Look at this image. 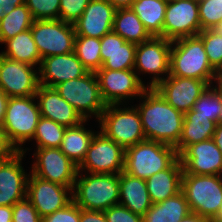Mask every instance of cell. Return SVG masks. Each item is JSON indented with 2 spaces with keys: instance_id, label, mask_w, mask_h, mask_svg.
I'll return each mask as SVG.
<instances>
[{
  "instance_id": "6da1fadb",
  "label": "cell",
  "mask_w": 222,
  "mask_h": 222,
  "mask_svg": "<svg viewBox=\"0 0 222 222\" xmlns=\"http://www.w3.org/2000/svg\"><path fill=\"white\" fill-rule=\"evenodd\" d=\"M135 105L146 140L176 146L182 135L184 113L172 107L155 88H147Z\"/></svg>"
},
{
  "instance_id": "7a4b0ae2",
  "label": "cell",
  "mask_w": 222,
  "mask_h": 222,
  "mask_svg": "<svg viewBox=\"0 0 222 222\" xmlns=\"http://www.w3.org/2000/svg\"><path fill=\"white\" fill-rule=\"evenodd\" d=\"M169 75L193 78L217 84L218 73L209 63L202 39L196 36L172 41Z\"/></svg>"
},
{
  "instance_id": "3957f363",
  "label": "cell",
  "mask_w": 222,
  "mask_h": 222,
  "mask_svg": "<svg viewBox=\"0 0 222 222\" xmlns=\"http://www.w3.org/2000/svg\"><path fill=\"white\" fill-rule=\"evenodd\" d=\"M36 97H9L0 131L12 151H21L32 141L40 116Z\"/></svg>"
},
{
  "instance_id": "277c9868",
  "label": "cell",
  "mask_w": 222,
  "mask_h": 222,
  "mask_svg": "<svg viewBox=\"0 0 222 222\" xmlns=\"http://www.w3.org/2000/svg\"><path fill=\"white\" fill-rule=\"evenodd\" d=\"M80 175V176H79ZM73 201L85 210L105 211L119 204V174L78 171L72 190Z\"/></svg>"
},
{
  "instance_id": "5b68a950",
  "label": "cell",
  "mask_w": 222,
  "mask_h": 222,
  "mask_svg": "<svg viewBox=\"0 0 222 222\" xmlns=\"http://www.w3.org/2000/svg\"><path fill=\"white\" fill-rule=\"evenodd\" d=\"M178 153L174 146L152 140H145L125 149L124 172L140 179L167 169Z\"/></svg>"
},
{
  "instance_id": "8992f818",
  "label": "cell",
  "mask_w": 222,
  "mask_h": 222,
  "mask_svg": "<svg viewBox=\"0 0 222 222\" xmlns=\"http://www.w3.org/2000/svg\"><path fill=\"white\" fill-rule=\"evenodd\" d=\"M181 191L191 213L210 221L222 212V175L183 174Z\"/></svg>"
},
{
  "instance_id": "52a82bcc",
  "label": "cell",
  "mask_w": 222,
  "mask_h": 222,
  "mask_svg": "<svg viewBox=\"0 0 222 222\" xmlns=\"http://www.w3.org/2000/svg\"><path fill=\"white\" fill-rule=\"evenodd\" d=\"M98 122L100 131L124 149L146 140L136 106L107 105Z\"/></svg>"
},
{
  "instance_id": "ba28073f",
  "label": "cell",
  "mask_w": 222,
  "mask_h": 222,
  "mask_svg": "<svg viewBox=\"0 0 222 222\" xmlns=\"http://www.w3.org/2000/svg\"><path fill=\"white\" fill-rule=\"evenodd\" d=\"M54 88L84 120L94 115L98 121L107 106L101 96L95 72L88 71L84 76L64 81Z\"/></svg>"
},
{
  "instance_id": "9c48e42d",
  "label": "cell",
  "mask_w": 222,
  "mask_h": 222,
  "mask_svg": "<svg viewBox=\"0 0 222 222\" xmlns=\"http://www.w3.org/2000/svg\"><path fill=\"white\" fill-rule=\"evenodd\" d=\"M31 33L41 58L74 52V25L60 19L34 20Z\"/></svg>"
},
{
  "instance_id": "30bf717a",
  "label": "cell",
  "mask_w": 222,
  "mask_h": 222,
  "mask_svg": "<svg viewBox=\"0 0 222 222\" xmlns=\"http://www.w3.org/2000/svg\"><path fill=\"white\" fill-rule=\"evenodd\" d=\"M95 74L99 82L101 96L106 105L126 104L128 100L138 99L147 89V85L143 83L144 81L140 76H137L133 69H99Z\"/></svg>"
},
{
  "instance_id": "8fae6325",
  "label": "cell",
  "mask_w": 222,
  "mask_h": 222,
  "mask_svg": "<svg viewBox=\"0 0 222 222\" xmlns=\"http://www.w3.org/2000/svg\"><path fill=\"white\" fill-rule=\"evenodd\" d=\"M171 46V40L160 36H152L149 40L136 46L133 70L137 73V76L140 73L153 75L149 85L147 84V88H155L169 75Z\"/></svg>"
},
{
  "instance_id": "7c38bea8",
  "label": "cell",
  "mask_w": 222,
  "mask_h": 222,
  "mask_svg": "<svg viewBox=\"0 0 222 222\" xmlns=\"http://www.w3.org/2000/svg\"><path fill=\"white\" fill-rule=\"evenodd\" d=\"M125 149L101 131L93 137L78 171L92 174H119L124 170Z\"/></svg>"
},
{
  "instance_id": "4fadbf2b",
  "label": "cell",
  "mask_w": 222,
  "mask_h": 222,
  "mask_svg": "<svg viewBox=\"0 0 222 222\" xmlns=\"http://www.w3.org/2000/svg\"><path fill=\"white\" fill-rule=\"evenodd\" d=\"M35 161L30 173L53 183L70 187L73 190L78 173L74 164L60 148H35Z\"/></svg>"
},
{
  "instance_id": "5bb4252c",
  "label": "cell",
  "mask_w": 222,
  "mask_h": 222,
  "mask_svg": "<svg viewBox=\"0 0 222 222\" xmlns=\"http://www.w3.org/2000/svg\"><path fill=\"white\" fill-rule=\"evenodd\" d=\"M26 151H11L0 161V206H13L27 198L29 174L21 163Z\"/></svg>"
},
{
  "instance_id": "9a60e30c",
  "label": "cell",
  "mask_w": 222,
  "mask_h": 222,
  "mask_svg": "<svg viewBox=\"0 0 222 222\" xmlns=\"http://www.w3.org/2000/svg\"><path fill=\"white\" fill-rule=\"evenodd\" d=\"M201 31L198 0H168L163 25V37L171 41L196 36Z\"/></svg>"
},
{
  "instance_id": "2e32d148",
  "label": "cell",
  "mask_w": 222,
  "mask_h": 222,
  "mask_svg": "<svg viewBox=\"0 0 222 222\" xmlns=\"http://www.w3.org/2000/svg\"><path fill=\"white\" fill-rule=\"evenodd\" d=\"M27 199L41 218L65 208L73 201L72 189L30 174L27 182Z\"/></svg>"
},
{
  "instance_id": "e0dca14e",
  "label": "cell",
  "mask_w": 222,
  "mask_h": 222,
  "mask_svg": "<svg viewBox=\"0 0 222 222\" xmlns=\"http://www.w3.org/2000/svg\"><path fill=\"white\" fill-rule=\"evenodd\" d=\"M39 85V70L34 66L0 54V89L8 97L34 96Z\"/></svg>"
},
{
  "instance_id": "ac0fdd59",
  "label": "cell",
  "mask_w": 222,
  "mask_h": 222,
  "mask_svg": "<svg viewBox=\"0 0 222 222\" xmlns=\"http://www.w3.org/2000/svg\"><path fill=\"white\" fill-rule=\"evenodd\" d=\"M178 157L183 174L222 175V153L213 138L188 145Z\"/></svg>"
},
{
  "instance_id": "d6986e66",
  "label": "cell",
  "mask_w": 222,
  "mask_h": 222,
  "mask_svg": "<svg viewBox=\"0 0 222 222\" xmlns=\"http://www.w3.org/2000/svg\"><path fill=\"white\" fill-rule=\"evenodd\" d=\"M209 85L199 79L168 75L155 89L172 107L185 114Z\"/></svg>"
},
{
  "instance_id": "ffe728a7",
  "label": "cell",
  "mask_w": 222,
  "mask_h": 222,
  "mask_svg": "<svg viewBox=\"0 0 222 222\" xmlns=\"http://www.w3.org/2000/svg\"><path fill=\"white\" fill-rule=\"evenodd\" d=\"M116 8L108 0H90L83 14L73 23L76 36L101 39L113 31Z\"/></svg>"
},
{
  "instance_id": "44dd1931",
  "label": "cell",
  "mask_w": 222,
  "mask_h": 222,
  "mask_svg": "<svg viewBox=\"0 0 222 222\" xmlns=\"http://www.w3.org/2000/svg\"><path fill=\"white\" fill-rule=\"evenodd\" d=\"M38 70L39 84L51 88L64 81L84 76L88 72L74 52L45 57Z\"/></svg>"
},
{
  "instance_id": "7402d4cb",
  "label": "cell",
  "mask_w": 222,
  "mask_h": 222,
  "mask_svg": "<svg viewBox=\"0 0 222 222\" xmlns=\"http://www.w3.org/2000/svg\"><path fill=\"white\" fill-rule=\"evenodd\" d=\"M40 116L55 121L65 127L79 125L84 119L55 88L39 85L35 94Z\"/></svg>"
},
{
  "instance_id": "603a6c76",
  "label": "cell",
  "mask_w": 222,
  "mask_h": 222,
  "mask_svg": "<svg viewBox=\"0 0 222 222\" xmlns=\"http://www.w3.org/2000/svg\"><path fill=\"white\" fill-rule=\"evenodd\" d=\"M100 69L126 70L134 69L136 44L125 41L120 35L111 31L100 39Z\"/></svg>"
},
{
  "instance_id": "cb8c5ba5",
  "label": "cell",
  "mask_w": 222,
  "mask_h": 222,
  "mask_svg": "<svg viewBox=\"0 0 222 222\" xmlns=\"http://www.w3.org/2000/svg\"><path fill=\"white\" fill-rule=\"evenodd\" d=\"M183 167L179 157L167 168L146 179L147 190L153 204L181 192Z\"/></svg>"
},
{
  "instance_id": "d4e9b609",
  "label": "cell",
  "mask_w": 222,
  "mask_h": 222,
  "mask_svg": "<svg viewBox=\"0 0 222 222\" xmlns=\"http://www.w3.org/2000/svg\"><path fill=\"white\" fill-rule=\"evenodd\" d=\"M119 204L143 216L153 204L146 181L124 171L119 173Z\"/></svg>"
},
{
  "instance_id": "484cf974",
  "label": "cell",
  "mask_w": 222,
  "mask_h": 222,
  "mask_svg": "<svg viewBox=\"0 0 222 222\" xmlns=\"http://www.w3.org/2000/svg\"><path fill=\"white\" fill-rule=\"evenodd\" d=\"M216 123L208 117L195 116V111L190 110L184 114L182 135L175 146L178 155L188 146L213 138Z\"/></svg>"
},
{
  "instance_id": "4316f807",
  "label": "cell",
  "mask_w": 222,
  "mask_h": 222,
  "mask_svg": "<svg viewBox=\"0 0 222 222\" xmlns=\"http://www.w3.org/2000/svg\"><path fill=\"white\" fill-rule=\"evenodd\" d=\"M84 120L74 127H66L60 150L78 167L86 157L87 151L96 132L86 129ZM85 123V124H84Z\"/></svg>"
},
{
  "instance_id": "83f0119b",
  "label": "cell",
  "mask_w": 222,
  "mask_h": 222,
  "mask_svg": "<svg viewBox=\"0 0 222 222\" xmlns=\"http://www.w3.org/2000/svg\"><path fill=\"white\" fill-rule=\"evenodd\" d=\"M191 213L183 192L152 204L142 216L143 222H179Z\"/></svg>"
},
{
  "instance_id": "f1b7e54d",
  "label": "cell",
  "mask_w": 222,
  "mask_h": 222,
  "mask_svg": "<svg viewBox=\"0 0 222 222\" xmlns=\"http://www.w3.org/2000/svg\"><path fill=\"white\" fill-rule=\"evenodd\" d=\"M3 44L6 45V50L1 51L2 56L34 67L39 64L37 68H40L42 58L33 39L31 29L18 33Z\"/></svg>"
},
{
  "instance_id": "f546056e",
  "label": "cell",
  "mask_w": 222,
  "mask_h": 222,
  "mask_svg": "<svg viewBox=\"0 0 222 222\" xmlns=\"http://www.w3.org/2000/svg\"><path fill=\"white\" fill-rule=\"evenodd\" d=\"M168 0H135L131 9L151 36L163 37V25Z\"/></svg>"
},
{
  "instance_id": "4dcf8cb0",
  "label": "cell",
  "mask_w": 222,
  "mask_h": 222,
  "mask_svg": "<svg viewBox=\"0 0 222 222\" xmlns=\"http://www.w3.org/2000/svg\"><path fill=\"white\" fill-rule=\"evenodd\" d=\"M113 31L125 41L136 45L152 37L131 8L116 9Z\"/></svg>"
},
{
  "instance_id": "1f68e13d",
  "label": "cell",
  "mask_w": 222,
  "mask_h": 222,
  "mask_svg": "<svg viewBox=\"0 0 222 222\" xmlns=\"http://www.w3.org/2000/svg\"><path fill=\"white\" fill-rule=\"evenodd\" d=\"M33 17L26 3L16 6L0 21V44L31 28Z\"/></svg>"
},
{
  "instance_id": "d6a6232c",
  "label": "cell",
  "mask_w": 222,
  "mask_h": 222,
  "mask_svg": "<svg viewBox=\"0 0 222 222\" xmlns=\"http://www.w3.org/2000/svg\"><path fill=\"white\" fill-rule=\"evenodd\" d=\"M100 39L87 36H76L74 53L89 72H96L102 66Z\"/></svg>"
},
{
  "instance_id": "836d02e7",
  "label": "cell",
  "mask_w": 222,
  "mask_h": 222,
  "mask_svg": "<svg viewBox=\"0 0 222 222\" xmlns=\"http://www.w3.org/2000/svg\"><path fill=\"white\" fill-rule=\"evenodd\" d=\"M65 130V126L40 117L32 140L36 141V148H60Z\"/></svg>"
},
{
  "instance_id": "e575fe53",
  "label": "cell",
  "mask_w": 222,
  "mask_h": 222,
  "mask_svg": "<svg viewBox=\"0 0 222 222\" xmlns=\"http://www.w3.org/2000/svg\"><path fill=\"white\" fill-rule=\"evenodd\" d=\"M222 87L217 85H209L202 93L199 99L193 105L192 110L195 116L208 117L211 121L217 123L221 110Z\"/></svg>"
},
{
  "instance_id": "d590c367",
  "label": "cell",
  "mask_w": 222,
  "mask_h": 222,
  "mask_svg": "<svg viewBox=\"0 0 222 222\" xmlns=\"http://www.w3.org/2000/svg\"><path fill=\"white\" fill-rule=\"evenodd\" d=\"M198 36L203 41L210 65L219 74L222 70V34L215 29H205Z\"/></svg>"
},
{
  "instance_id": "8d00e7d4",
  "label": "cell",
  "mask_w": 222,
  "mask_h": 222,
  "mask_svg": "<svg viewBox=\"0 0 222 222\" xmlns=\"http://www.w3.org/2000/svg\"><path fill=\"white\" fill-rule=\"evenodd\" d=\"M201 31L214 29L222 20V0H198Z\"/></svg>"
},
{
  "instance_id": "74e56055",
  "label": "cell",
  "mask_w": 222,
  "mask_h": 222,
  "mask_svg": "<svg viewBox=\"0 0 222 222\" xmlns=\"http://www.w3.org/2000/svg\"><path fill=\"white\" fill-rule=\"evenodd\" d=\"M34 20L59 19L60 0H25Z\"/></svg>"
},
{
  "instance_id": "f35d334b",
  "label": "cell",
  "mask_w": 222,
  "mask_h": 222,
  "mask_svg": "<svg viewBox=\"0 0 222 222\" xmlns=\"http://www.w3.org/2000/svg\"><path fill=\"white\" fill-rule=\"evenodd\" d=\"M90 0H60L59 19L73 24L84 12Z\"/></svg>"
},
{
  "instance_id": "ab89813d",
  "label": "cell",
  "mask_w": 222,
  "mask_h": 222,
  "mask_svg": "<svg viewBox=\"0 0 222 222\" xmlns=\"http://www.w3.org/2000/svg\"><path fill=\"white\" fill-rule=\"evenodd\" d=\"M12 222H42L38 211L25 198L12 206Z\"/></svg>"
},
{
  "instance_id": "60d3db41",
  "label": "cell",
  "mask_w": 222,
  "mask_h": 222,
  "mask_svg": "<svg viewBox=\"0 0 222 222\" xmlns=\"http://www.w3.org/2000/svg\"><path fill=\"white\" fill-rule=\"evenodd\" d=\"M42 222H80V207L72 201L65 208L43 217Z\"/></svg>"
},
{
  "instance_id": "b9f144b4",
  "label": "cell",
  "mask_w": 222,
  "mask_h": 222,
  "mask_svg": "<svg viewBox=\"0 0 222 222\" xmlns=\"http://www.w3.org/2000/svg\"><path fill=\"white\" fill-rule=\"evenodd\" d=\"M107 222H143L141 215L133 213L120 204L111 206L104 211Z\"/></svg>"
},
{
  "instance_id": "7bdbcfd3",
  "label": "cell",
  "mask_w": 222,
  "mask_h": 222,
  "mask_svg": "<svg viewBox=\"0 0 222 222\" xmlns=\"http://www.w3.org/2000/svg\"><path fill=\"white\" fill-rule=\"evenodd\" d=\"M80 222H107L104 211L85 210L80 208Z\"/></svg>"
},
{
  "instance_id": "ee69618b",
  "label": "cell",
  "mask_w": 222,
  "mask_h": 222,
  "mask_svg": "<svg viewBox=\"0 0 222 222\" xmlns=\"http://www.w3.org/2000/svg\"><path fill=\"white\" fill-rule=\"evenodd\" d=\"M25 0H0V21L4 16L15 9L16 6L22 5Z\"/></svg>"
},
{
  "instance_id": "f6af8a7d",
  "label": "cell",
  "mask_w": 222,
  "mask_h": 222,
  "mask_svg": "<svg viewBox=\"0 0 222 222\" xmlns=\"http://www.w3.org/2000/svg\"><path fill=\"white\" fill-rule=\"evenodd\" d=\"M0 222H12V206H0Z\"/></svg>"
},
{
  "instance_id": "bcb514c9",
  "label": "cell",
  "mask_w": 222,
  "mask_h": 222,
  "mask_svg": "<svg viewBox=\"0 0 222 222\" xmlns=\"http://www.w3.org/2000/svg\"><path fill=\"white\" fill-rule=\"evenodd\" d=\"M9 97L0 89V127L3 122Z\"/></svg>"
},
{
  "instance_id": "7dc6e473",
  "label": "cell",
  "mask_w": 222,
  "mask_h": 222,
  "mask_svg": "<svg viewBox=\"0 0 222 222\" xmlns=\"http://www.w3.org/2000/svg\"><path fill=\"white\" fill-rule=\"evenodd\" d=\"M116 9L131 8L135 0H108Z\"/></svg>"
},
{
  "instance_id": "c3c4849f",
  "label": "cell",
  "mask_w": 222,
  "mask_h": 222,
  "mask_svg": "<svg viewBox=\"0 0 222 222\" xmlns=\"http://www.w3.org/2000/svg\"><path fill=\"white\" fill-rule=\"evenodd\" d=\"M179 222H211L209 219L195 213H190L187 217Z\"/></svg>"
},
{
  "instance_id": "681fc988",
  "label": "cell",
  "mask_w": 222,
  "mask_h": 222,
  "mask_svg": "<svg viewBox=\"0 0 222 222\" xmlns=\"http://www.w3.org/2000/svg\"><path fill=\"white\" fill-rule=\"evenodd\" d=\"M12 150L6 145L3 135L0 131V161L4 159Z\"/></svg>"
},
{
  "instance_id": "f907efd6",
  "label": "cell",
  "mask_w": 222,
  "mask_h": 222,
  "mask_svg": "<svg viewBox=\"0 0 222 222\" xmlns=\"http://www.w3.org/2000/svg\"><path fill=\"white\" fill-rule=\"evenodd\" d=\"M213 140L215 141L216 146L219 148V150L222 153V126H216L213 135Z\"/></svg>"
},
{
  "instance_id": "816d5d0a",
  "label": "cell",
  "mask_w": 222,
  "mask_h": 222,
  "mask_svg": "<svg viewBox=\"0 0 222 222\" xmlns=\"http://www.w3.org/2000/svg\"><path fill=\"white\" fill-rule=\"evenodd\" d=\"M216 126H222V101H221V110H220V114L217 119Z\"/></svg>"
},
{
  "instance_id": "f5cc1de1",
  "label": "cell",
  "mask_w": 222,
  "mask_h": 222,
  "mask_svg": "<svg viewBox=\"0 0 222 222\" xmlns=\"http://www.w3.org/2000/svg\"><path fill=\"white\" fill-rule=\"evenodd\" d=\"M214 29L222 34V20L219 22V24Z\"/></svg>"
},
{
  "instance_id": "db71d44e",
  "label": "cell",
  "mask_w": 222,
  "mask_h": 222,
  "mask_svg": "<svg viewBox=\"0 0 222 222\" xmlns=\"http://www.w3.org/2000/svg\"><path fill=\"white\" fill-rule=\"evenodd\" d=\"M217 83L222 87V70L218 74V81Z\"/></svg>"
},
{
  "instance_id": "11a10c76",
  "label": "cell",
  "mask_w": 222,
  "mask_h": 222,
  "mask_svg": "<svg viewBox=\"0 0 222 222\" xmlns=\"http://www.w3.org/2000/svg\"><path fill=\"white\" fill-rule=\"evenodd\" d=\"M211 222H222V219L216 218V219L212 220Z\"/></svg>"
},
{
  "instance_id": "9f6ffc18",
  "label": "cell",
  "mask_w": 222,
  "mask_h": 222,
  "mask_svg": "<svg viewBox=\"0 0 222 222\" xmlns=\"http://www.w3.org/2000/svg\"><path fill=\"white\" fill-rule=\"evenodd\" d=\"M218 219H222V212H221V214H220V216H219V218Z\"/></svg>"
}]
</instances>
